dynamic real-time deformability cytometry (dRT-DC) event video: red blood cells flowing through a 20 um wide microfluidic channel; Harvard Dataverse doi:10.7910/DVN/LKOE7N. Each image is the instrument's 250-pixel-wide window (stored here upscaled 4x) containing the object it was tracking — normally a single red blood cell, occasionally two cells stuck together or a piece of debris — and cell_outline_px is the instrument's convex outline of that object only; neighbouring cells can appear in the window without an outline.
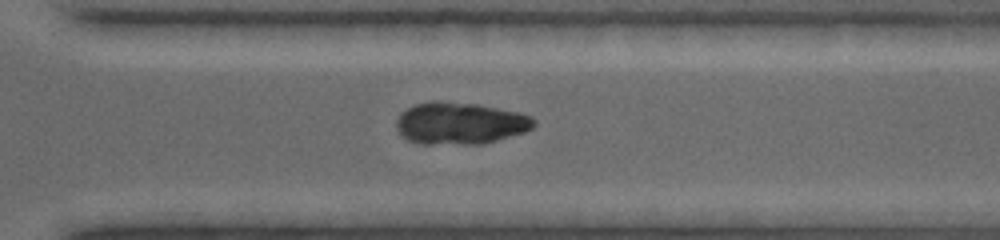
{"species": "common noctule bat (a hibernating species)", "species_latin": "Nyctalus noctula", "temperature_condition": "warm", "stored_images_in_passage": 64, "camera_frame_rate_fps": 4500, "um_per_image_px": 0.085, "animal": {"sex": "female", "body_mass_g": 19.0, "forearm_length_mm": 53.3}, "frame": {"image": 1, "passage_image": 26, "time_ms": 6.667, "image_size_px": [1000, 240], "cell_outline_px": [[536, 124], [532, 128], [496, 140], [480, 144], [420, 144], [408, 140], [400, 136], [396, 128], [396, 120], [408, 108], [416, 104], [436, 100], [440, 100], [476, 104], [520, 112], [532, 116], [536, 120]], "centroid_in_image_um": [39.08, 10.47], "position_along_channel_um": 331.5, "area_um2": 33.64}}
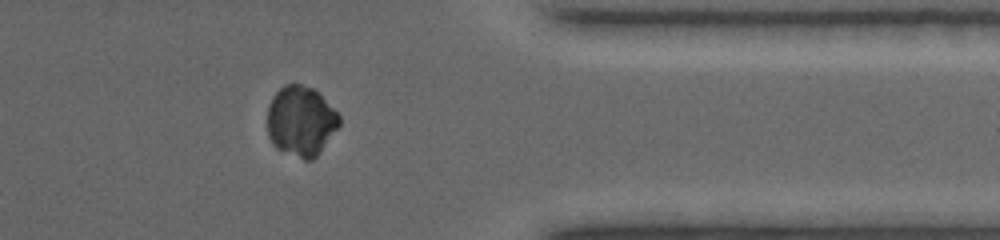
{"frame": {"image": 2, "passage_image": 36, "time_ms": 8.444, "image_size_px": [1000, 240], "cell_outline_px": [[340, 124], [320, 152], [312, 160], [304, 160], [276, 148], [272, 144], [268, 136], [268, 104], [272, 96], [284, 84], [300, 84], [312, 88], [340, 116]], "centroid_in_image_um": [25.54, 10.3], "position_along_channel_um": 385.9, "area_um2": 29.13}}
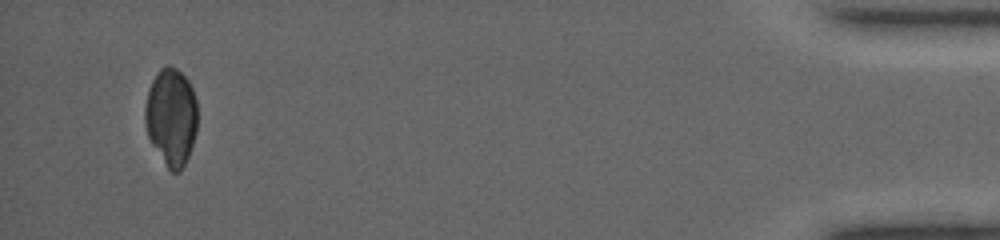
{"frame": {"image": 3, "passage_image": 54, "time_ms": 12.0, "image_size_px": [1000, 240], "cell_outline_px": [[196, 132], [188, 156], [180, 172], [172, 172], [168, 168], [152, 144], [148, 136], [144, 124], [144, 108], [148, 88], [152, 80], [160, 68], [168, 64], [176, 68], [188, 80], [192, 88], [196, 100]], "centroid_in_image_um": [14.53, 9.9], "position_along_channel_um": 420.7, "area_um2": 29.77}}